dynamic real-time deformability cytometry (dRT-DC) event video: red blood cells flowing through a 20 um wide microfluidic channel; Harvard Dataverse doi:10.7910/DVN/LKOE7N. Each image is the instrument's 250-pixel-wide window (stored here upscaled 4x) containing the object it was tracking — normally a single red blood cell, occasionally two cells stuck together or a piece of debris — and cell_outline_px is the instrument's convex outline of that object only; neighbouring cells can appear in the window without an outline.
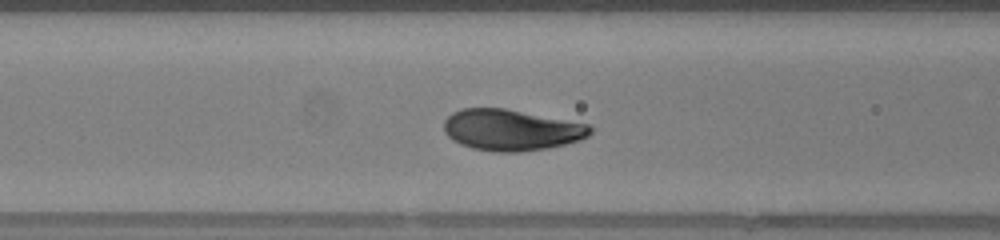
{"species": "human", "species_latin": "Homo sapiens", "temperature_condition": "warm", "stored_images_in_passage": 40, "camera_frame_rate_fps": 3000, "um_per_image_px": 0.085, "donor": {"sex": "female"}, "frame": {"image": 1, "passage_image": 18, "time_ms": 5.667, "image_size_px": [1000, 240], "cell_outline_px": [[592, 132], [588, 136], [580, 140], [548, 148], [520, 152], [496, 152], [472, 148], [460, 144], [452, 140], [444, 132], [444, 120], [452, 112], [464, 108], [504, 108], [588, 124], [592, 128]], "centroid_in_image_um": [43.43, 11.05], "position_along_channel_um": 123.2, "area_um2": 35.08}, "authors_computed_cell_mechanics": {"area_um2": 34.5066, "velocity_mm_per_s": 4.1655, "shape_relaxation_time_tau1_ms": 1.5564, "shape_relaxation_time_tau2_ms": null, "deformation_change_tau1": 0.1306, "deformation_change_tau2": null}}